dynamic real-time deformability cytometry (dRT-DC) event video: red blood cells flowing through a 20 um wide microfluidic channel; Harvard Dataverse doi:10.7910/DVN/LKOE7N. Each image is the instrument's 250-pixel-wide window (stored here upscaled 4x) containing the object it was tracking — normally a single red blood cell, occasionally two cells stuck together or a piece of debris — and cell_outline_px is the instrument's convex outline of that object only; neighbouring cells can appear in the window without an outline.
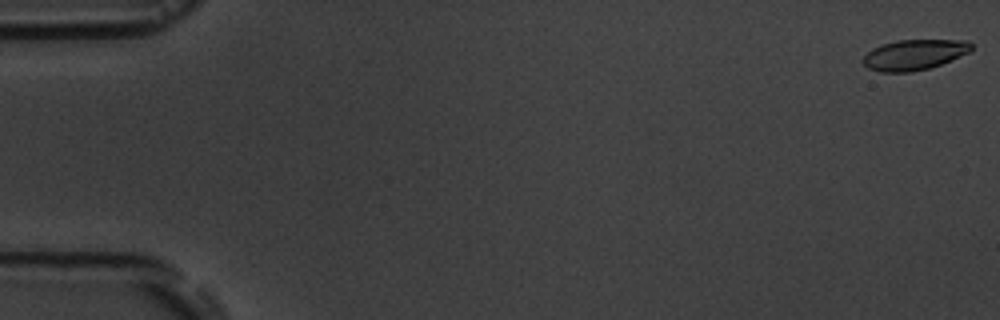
{"species": "common noctule bat (a hibernating species)", "species_latin": "Nyctalus noctula", "temperature_condition": "room temperature", "stored_images_in_passage": 4, "camera_frame_rate_fps": 3000, "um_per_image_px": 0.085, "animal": {"sex": "male", "body_mass_g": 19.5, "forearm_length_mm": 54.6}, "frame": {"image": 1, "passage_image": 1, "time_ms": 0.0, "image_size_px": [1000, 320], "cell_outline_px": [[972, 48], [968, 52], [940, 64], [928, 68], [908, 72], [880, 72], [868, 68], [864, 64], [864, 56], [872, 48], [896, 40], [968, 40], [972, 44]], "centroid_in_image_um": [77.69, 4.64], "position_along_channel_um": 7.3, "area_um2": 18.9}}